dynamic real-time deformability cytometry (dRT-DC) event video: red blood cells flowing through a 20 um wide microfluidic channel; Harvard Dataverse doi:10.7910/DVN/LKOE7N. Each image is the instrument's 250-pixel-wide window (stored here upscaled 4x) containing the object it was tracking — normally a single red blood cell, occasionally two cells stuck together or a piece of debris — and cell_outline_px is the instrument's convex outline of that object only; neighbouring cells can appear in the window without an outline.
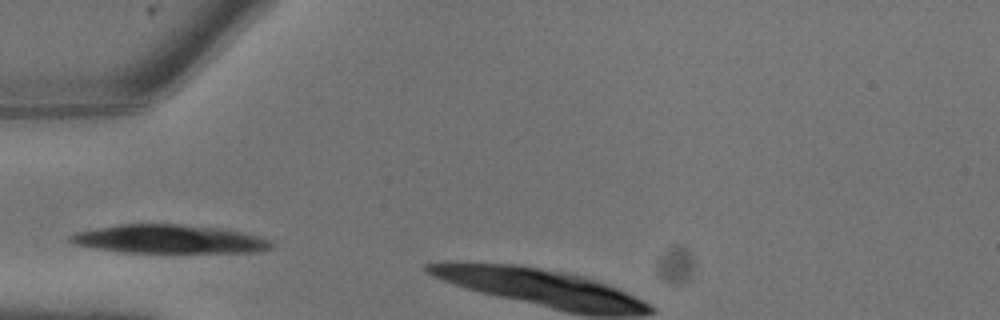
{"species": "common noctule bat (a hibernating species)", "species_latin": "Nyctalus noctula", "temperature_condition": "warm", "stored_images_in_passage": 3, "camera_frame_rate_fps": 3000, "um_per_image_px": 0.085, "animal": {"sex": "male", "body_mass_g": 13.3}, "frame": {"image": 1, "passage_image": 1, "time_ms": 0.0, "image_size_px": [1000, 320], "cell_outline_px": [[272, 248], [260, 252], [120, 252], [72, 244], [68, 240], [68, 236], [76, 232], [116, 224], [180, 224], [224, 228], [244, 232], [260, 236], [268, 240], [272, 244]], "centroid_in_image_um": [14.38, 20.32], "position_along_channel_um": 70.6, "area_um2": 33.7}}